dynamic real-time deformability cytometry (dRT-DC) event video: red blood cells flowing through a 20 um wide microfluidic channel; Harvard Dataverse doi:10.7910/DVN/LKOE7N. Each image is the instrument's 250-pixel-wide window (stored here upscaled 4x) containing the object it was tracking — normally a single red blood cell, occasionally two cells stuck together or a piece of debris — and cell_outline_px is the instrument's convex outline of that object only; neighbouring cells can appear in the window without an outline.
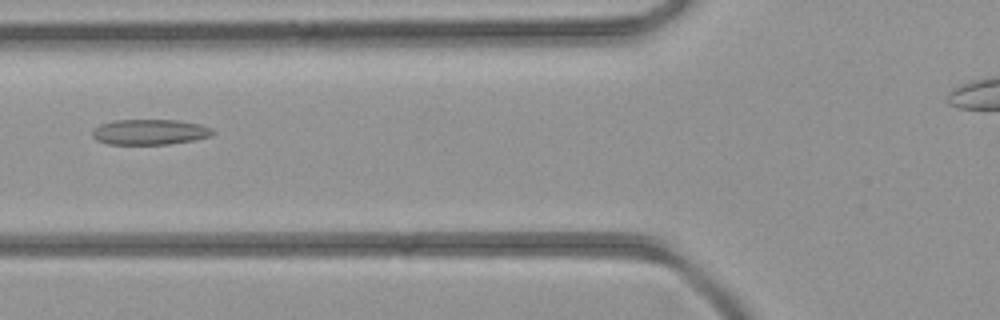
{"species": "common noctule bat (a hibernating species)", "species_latin": "Nyctalus noctula", "temperature_condition": "room temperature", "stored_images_in_passage": 35, "camera_frame_rate_fps": 3000, "um_per_image_px": 0.085, "animal": {"sex": "female", "body_mass_g": 21.9}, "frame": {"image": 1, "passage_image": 12, "time_ms": 3.667, "image_size_px": [1000, 320], "cell_outline_px": [[216, 132], [212, 136], [192, 140], [168, 144], [108, 144], [96, 140], [92, 136], [92, 132], [100, 124], [112, 120], [176, 120], [200, 124], [212, 128]], "centroid_in_image_um": [12.74, 11.21], "position_along_channel_um": 113.1, "area_um2": 17.86}}
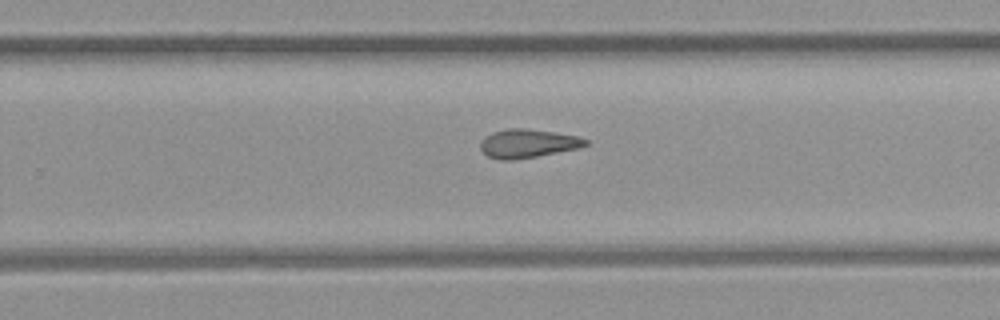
{"frame": {"image": 2, "passage_image": 23, "time_ms": 7.333, "image_size_px": [1000, 320], "cell_outline_px": [[588, 144], [580, 148], [536, 156], [512, 160], [500, 160], [488, 156], [480, 148], [480, 144], [484, 136], [492, 132], [508, 128], [524, 128], [556, 132], [576, 136], [588, 140]], "centroid_in_image_um": [44.85, 12.19], "position_along_channel_um": 285.0, "area_um2": 17.51}}
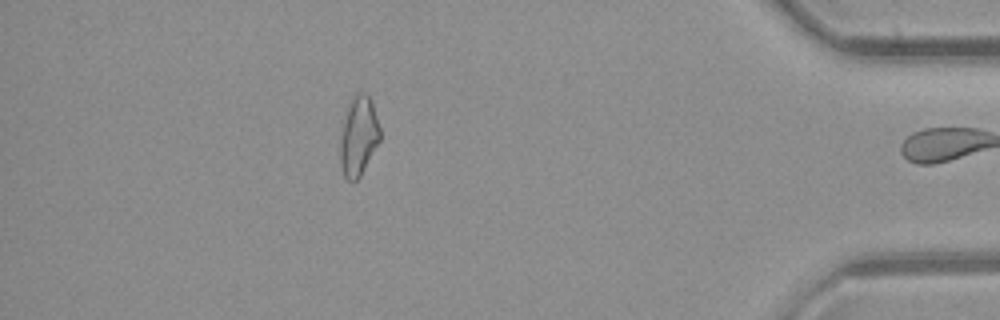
{"frame": {"image": 3, "passage_image": 34, "time_ms": 11.0, "image_size_px": [1000, 320], "cell_outline_px": [[380, 140], [360, 176], [356, 180], [348, 180], [344, 176], [340, 164], [340, 140], [348, 108], [356, 92], [364, 92], [368, 96], [372, 104], [380, 128]], "centroid_in_image_um": [30.48, 11.6], "position_along_channel_um": 404.7, "area_um2": 17.86}}